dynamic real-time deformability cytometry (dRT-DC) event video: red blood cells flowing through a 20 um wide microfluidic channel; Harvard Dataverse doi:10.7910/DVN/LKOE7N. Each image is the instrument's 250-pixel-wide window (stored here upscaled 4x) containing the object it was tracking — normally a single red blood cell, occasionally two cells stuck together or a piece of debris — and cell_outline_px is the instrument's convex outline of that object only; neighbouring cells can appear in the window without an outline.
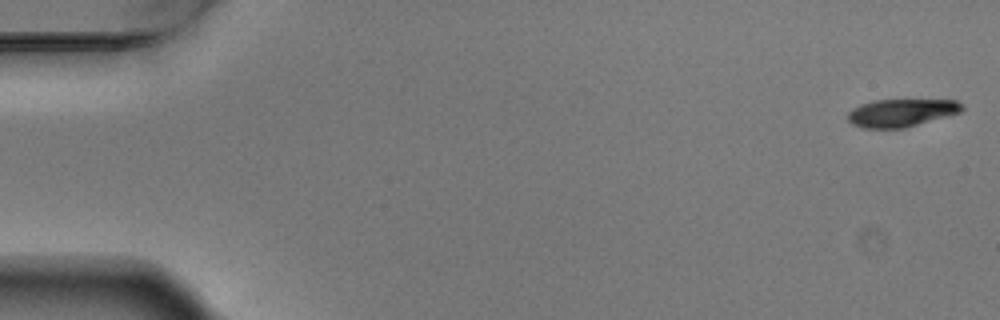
{"species": "Egyptian fruit bat (a non-hibernating species)", "species_latin": "Rousettus aegyptiacus", "temperature_condition": "warm", "stored_images_in_passage": 5, "camera_frame_rate_fps": 3000, "um_per_image_px": 0.085, "animal": {"sex": "male"}, "frame": {"image": 1, "passage_image": 1, "time_ms": 0.0, "image_size_px": [1000, 320], "cell_outline_px": [[964, 108], [960, 112], [904, 128], [860, 128], [852, 124], [848, 120], [848, 112], [852, 108], [860, 104], [876, 100], [956, 100]], "centroid_in_image_um": [76.56, 9.59], "position_along_channel_um": 8.4, "area_um2": 18.32}}
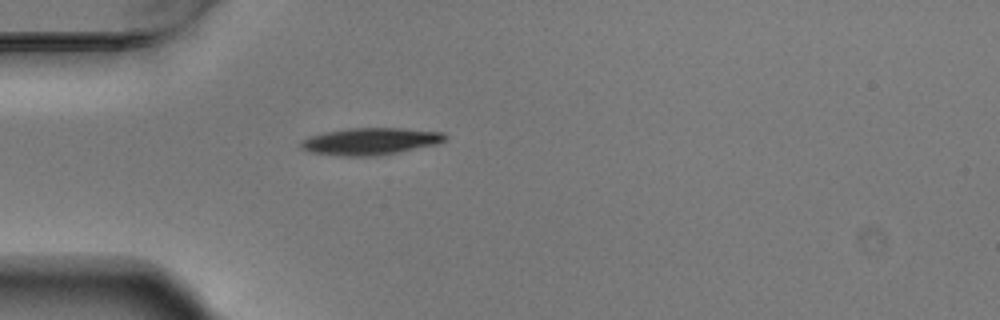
{"frame": {"image": 2, "passage_image": 5, "time_ms": 1.333, "image_size_px": [1000, 320], "cell_outline_px": [[448, 136], [444, 140], [436, 144], [376, 156], [340, 156], [308, 152], [300, 148], [300, 140], [324, 132], [348, 128], [404, 128], [444, 132]], "centroid_in_image_um": [31.44, 12.01], "position_along_channel_um": 53.6, "area_um2": 22.72}}